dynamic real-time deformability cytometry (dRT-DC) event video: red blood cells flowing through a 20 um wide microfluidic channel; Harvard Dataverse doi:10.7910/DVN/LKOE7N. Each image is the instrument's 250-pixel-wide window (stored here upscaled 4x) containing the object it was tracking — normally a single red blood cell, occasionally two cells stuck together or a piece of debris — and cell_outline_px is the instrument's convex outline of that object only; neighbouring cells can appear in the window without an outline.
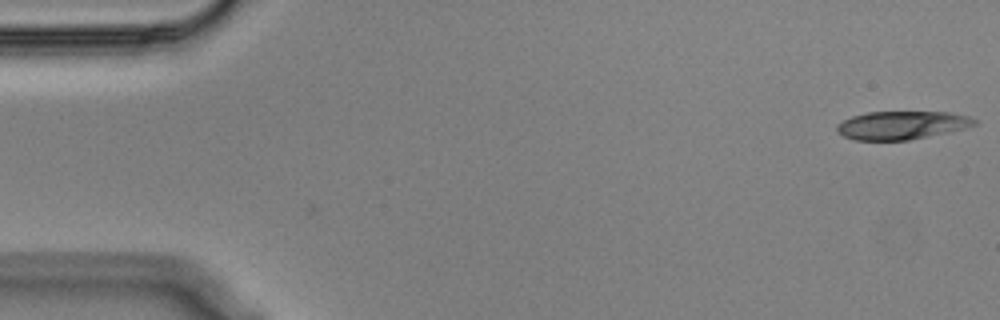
{"species": "Egyptian fruit bat (a non-hibernating species)", "species_latin": "Rousettus aegyptiacus", "temperature_condition": "cold", "stored_images_in_passage": 55, "camera_frame_rate_fps": 3000, "um_per_image_px": 0.085, "animal": {"sex": "male"}, "frame": {"image": 1, "passage_image": 1, "time_ms": 0.0, "image_size_px": [1000, 320], "cell_outline_px": [[976, 124], [964, 128], [948, 132], [908, 140], [856, 140], [844, 136], [836, 132], [836, 124], [852, 116], [868, 112], [952, 112], [968, 116], [976, 120]], "centroid_in_image_um": [76.62, 10.64], "position_along_channel_um": 8.4, "area_um2": 22.54}}
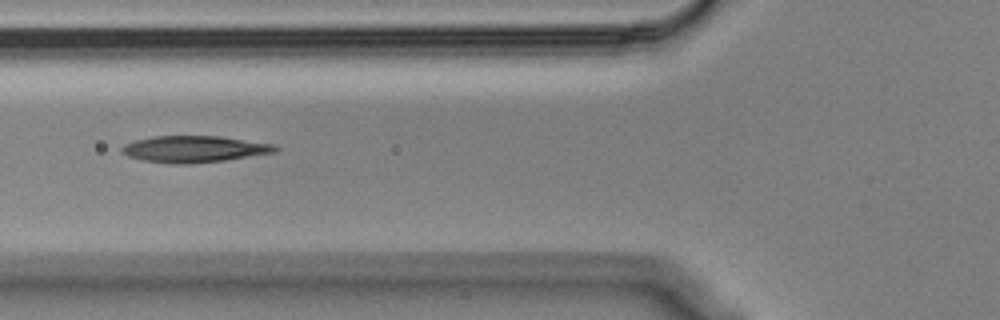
{"frame": {"image": 2, "passage_image": 20, "time_ms": 6.333, "image_size_px": [1000, 320], "cell_outline_px": [[280, 148], [276, 152], [224, 160], [180, 164], [172, 164], [144, 160], [128, 156], [120, 152], [120, 148], [124, 144], [136, 140], [152, 136], [220, 136], [272, 144]], "centroid_in_image_um": [16.47, 12.66], "position_along_channel_um": 109.3, "area_um2": 23.52}}
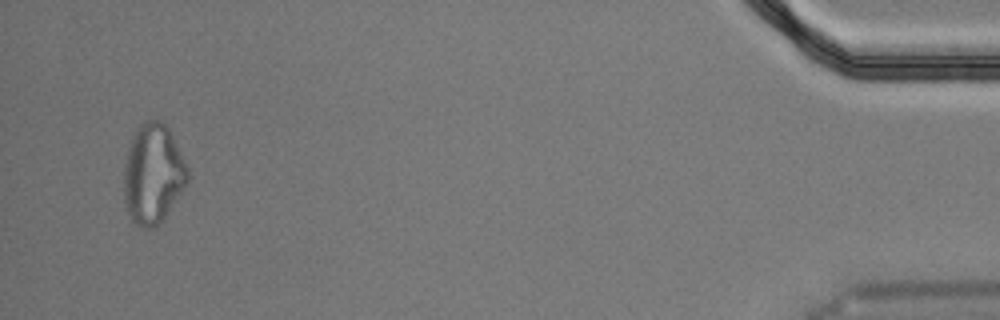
{"frame": {"image": 3, "passage_image": 53, "time_ms": 17.333, "image_size_px": [1000, 320], "cell_outline_px": [[188, 180], [184, 188], [156, 228], [140, 228], [132, 220], [128, 212], [124, 196], [124, 164], [128, 148], [132, 136], [140, 124], [144, 120], [160, 120], [168, 128], [188, 168]], "centroid_in_image_um": [12.99, 14.78], "position_along_channel_um": 422.2, "area_um2": 36.76}, "authors_computed_cell_mechanics": {"area_um2": 23.6402, "velocity_mm_per_s": 3.5866, "shape_relaxation_time_tau1_ms": null, "shape_relaxation_time_tau2_ms": 5.9515, "deformation_change_tau1": null, "deformation_change_tau2": 0.1917}}